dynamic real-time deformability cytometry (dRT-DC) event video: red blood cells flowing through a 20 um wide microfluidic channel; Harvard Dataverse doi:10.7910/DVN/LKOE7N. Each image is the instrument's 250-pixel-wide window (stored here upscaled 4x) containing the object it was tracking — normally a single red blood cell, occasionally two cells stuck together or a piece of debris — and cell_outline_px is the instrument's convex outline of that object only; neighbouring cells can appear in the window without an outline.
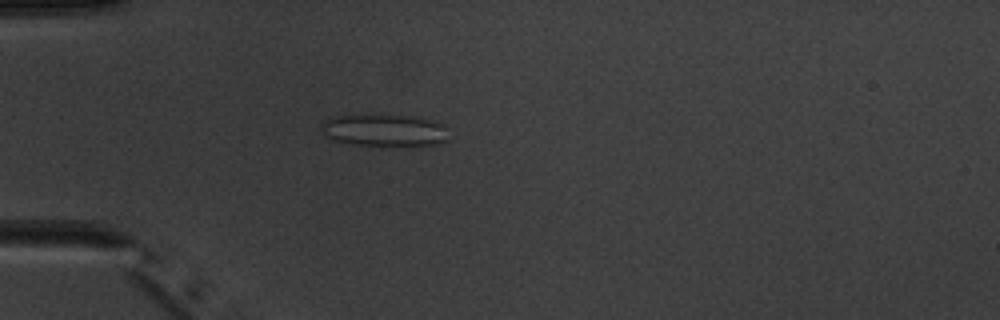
{"species": "common noctule bat (a hibernating species)", "species_latin": "Nyctalus noctula", "temperature_condition": "warm", "stored_images_in_passage": 4, "camera_frame_rate_fps": 3000, "um_per_image_px": 0.085, "animal": {"sex": "male", "body_mass_g": 20.1, "forearm_length_mm": 53.5}, "frame": {"image": 1, "passage_image": 4, "time_ms": 3.333, "image_size_px": [1000, 320], "cell_outline_px": [[448, 140], [436, 144], [420, 148], [380, 148], [332, 140], [324, 136], [320, 128], [332, 116], [412, 116], [432, 120], [440, 124], [444, 128]], "centroid_in_image_um": [32.72, 11.16], "position_along_channel_um": 52.3, "area_um2": 24.45}}